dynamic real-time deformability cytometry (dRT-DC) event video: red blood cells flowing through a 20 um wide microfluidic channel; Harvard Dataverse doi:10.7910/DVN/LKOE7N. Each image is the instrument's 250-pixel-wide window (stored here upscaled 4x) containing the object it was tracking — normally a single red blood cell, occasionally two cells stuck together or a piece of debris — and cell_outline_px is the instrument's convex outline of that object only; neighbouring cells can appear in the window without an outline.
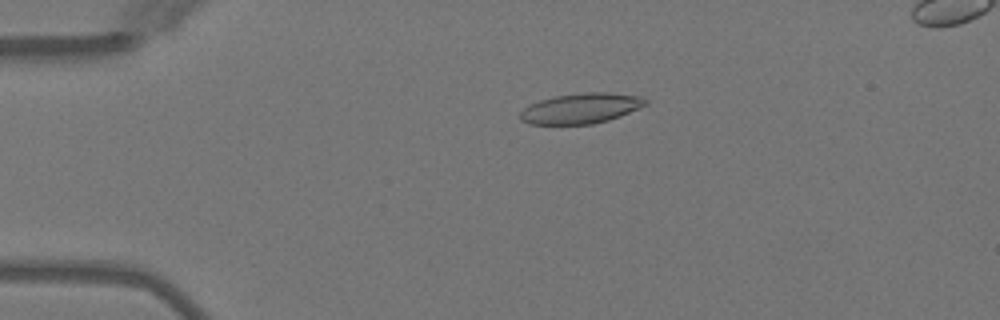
{"species": "Egyptian fruit bat (a non-hibernating species)", "species_latin": "Rousettus aegyptiacus", "temperature_condition": "warm", "stored_images_in_passage": 6, "camera_frame_rate_fps": 3000, "um_per_image_px": 0.085, "animal": {"sex": "female"}, "frame": {"image": 1, "passage_image": 4, "time_ms": 3.333, "image_size_px": [1000, 320], "cell_outline_px": [[648, 104], [640, 108], [620, 116], [608, 120], [592, 124], [528, 124], [520, 120], [520, 112], [528, 104], [540, 100], [556, 96], [584, 92], [608, 92], [640, 96], [648, 100]], "centroid_in_image_um": [49.39, 9.21], "position_along_channel_um": 35.6, "area_um2": 22.25}}